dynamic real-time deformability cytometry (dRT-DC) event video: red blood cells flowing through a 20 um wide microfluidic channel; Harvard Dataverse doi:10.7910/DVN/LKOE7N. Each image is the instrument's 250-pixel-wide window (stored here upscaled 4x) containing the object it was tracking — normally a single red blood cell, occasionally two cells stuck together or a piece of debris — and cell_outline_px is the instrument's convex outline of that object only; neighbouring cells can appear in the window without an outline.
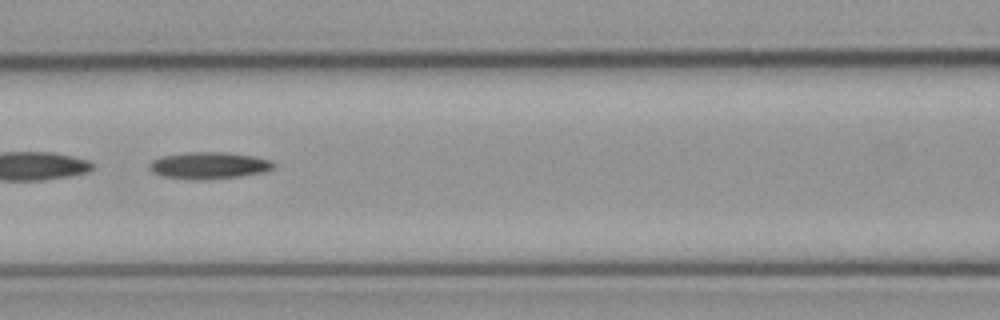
{"species": "common noctule bat (a hibernating species)", "species_latin": "Nyctalus noctula", "temperature_condition": "cold", "stored_images_in_passage": 45, "camera_frame_rate_fps": 3000, "um_per_image_px": 0.085, "animal": {"sex": "male", "body_mass_g": 23.1, "forearm_length_mm": 52.7}, "frame": {"image": 1, "passage_image": 17, "time_ms": 5.333, "image_size_px": [1000, 320], "cell_outline_px": [[272, 168], [264, 172], [240, 176], [200, 180], [192, 180], [164, 176], [152, 172], [148, 168], [148, 164], [152, 160], [160, 156], [188, 152], [224, 152], [252, 156], [272, 160]], "centroid_in_image_um": [17.69, 14.06], "position_along_channel_um": 148.9, "area_um2": 19.36}}
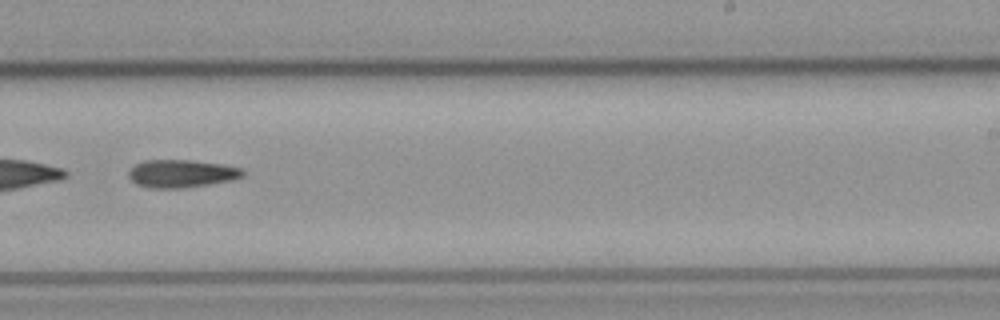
{"frame": {"image": 2, "passage_image": 27, "time_ms": 8.667, "image_size_px": [1000, 320], "cell_outline_px": [[244, 176], [232, 180], [184, 188], [148, 188], [136, 184], [128, 176], [128, 172], [136, 164], [144, 160], [192, 160], [220, 164], [240, 168], [244, 172]], "centroid_in_image_um": [15.4, 14.76], "position_along_channel_um": 273.6, "area_um2": 18.44}}